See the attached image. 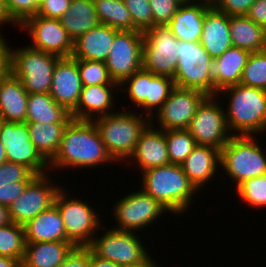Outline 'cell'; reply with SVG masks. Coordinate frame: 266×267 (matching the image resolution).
<instances>
[{"label": "cell", "instance_id": "1", "mask_svg": "<svg viewBox=\"0 0 266 267\" xmlns=\"http://www.w3.org/2000/svg\"><path fill=\"white\" fill-rule=\"evenodd\" d=\"M116 162L108 153L93 121L72 119L66 126L60 146L49 169H81Z\"/></svg>", "mask_w": 266, "mask_h": 267}, {"label": "cell", "instance_id": "2", "mask_svg": "<svg viewBox=\"0 0 266 267\" xmlns=\"http://www.w3.org/2000/svg\"><path fill=\"white\" fill-rule=\"evenodd\" d=\"M141 175V189L163 205L170 214L186 212L193 203L192 197L198 191L179 164L153 167Z\"/></svg>", "mask_w": 266, "mask_h": 267}, {"label": "cell", "instance_id": "3", "mask_svg": "<svg viewBox=\"0 0 266 267\" xmlns=\"http://www.w3.org/2000/svg\"><path fill=\"white\" fill-rule=\"evenodd\" d=\"M222 94L228 96L225 115L233 135L256 137L266 131V90L237 84L221 90L217 97Z\"/></svg>", "mask_w": 266, "mask_h": 267}, {"label": "cell", "instance_id": "4", "mask_svg": "<svg viewBox=\"0 0 266 267\" xmlns=\"http://www.w3.org/2000/svg\"><path fill=\"white\" fill-rule=\"evenodd\" d=\"M139 111H117L96 117L94 122L108 153L117 162L128 159L135 150L138 139L151 119ZM144 117H147L146 119Z\"/></svg>", "mask_w": 266, "mask_h": 267}, {"label": "cell", "instance_id": "5", "mask_svg": "<svg viewBox=\"0 0 266 267\" xmlns=\"http://www.w3.org/2000/svg\"><path fill=\"white\" fill-rule=\"evenodd\" d=\"M60 57L29 46H7V70L20 79L28 94L49 93L55 65Z\"/></svg>", "mask_w": 266, "mask_h": 267}, {"label": "cell", "instance_id": "6", "mask_svg": "<svg viewBox=\"0 0 266 267\" xmlns=\"http://www.w3.org/2000/svg\"><path fill=\"white\" fill-rule=\"evenodd\" d=\"M255 137L234 135L220 150V167L236 188L245 180L266 174V151Z\"/></svg>", "mask_w": 266, "mask_h": 267}, {"label": "cell", "instance_id": "7", "mask_svg": "<svg viewBox=\"0 0 266 267\" xmlns=\"http://www.w3.org/2000/svg\"><path fill=\"white\" fill-rule=\"evenodd\" d=\"M63 188L57 193L54 205L58 208L64 223L67 242L74 247H88L96 231L104 228L94 208L87 202L68 196ZM67 193V194H66Z\"/></svg>", "mask_w": 266, "mask_h": 267}, {"label": "cell", "instance_id": "8", "mask_svg": "<svg viewBox=\"0 0 266 267\" xmlns=\"http://www.w3.org/2000/svg\"><path fill=\"white\" fill-rule=\"evenodd\" d=\"M178 63L173 77L176 87L198 90L207 96H217L214 84L209 80L208 69L213 58L200 42L179 41Z\"/></svg>", "mask_w": 266, "mask_h": 267}, {"label": "cell", "instance_id": "9", "mask_svg": "<svg viewBox=\"0 0 266 267\" xmlns=\"http://www.w3.org/2000/svg\"><path fill=\"white\" fill-rule=\"evenodd\" d=\"M143 34L142 69L173 78L178 63V39L167 25H154Z\"/></svg>", "mask_w": 266, "mask_h": 267}, {"label": "cell", "instance_id": "10", "mask_svg": "<svg viewBox=\"0 0 266 267\" xmlns=\"http://www.w3.org/2000/svg\"><path fill=\"white\" fill-rule=\"evenodd\" d=\"M216 99L217 96H208L201 103L187 130L197 145H208L221 150L234 135L229 132L225 107Z\"/></svg>", "mask_w": 266, "mask_h": 267}, {"label": "cell", "instance_id": "11", "mask_svg": "<svg viewBox=\"0 0 266 267\" xmlns=\"http://www.w3.org/2000/svg\"><path fill=\"white\" fill-rule=\"evenodd\" d=\"M116 203L113 205V218L117 225L113 229L120 231L139 232L149 224L155 223L159 216L168 211L142 189L124 195Z\"/></svg>", "mask_w": 266, "mask_h": 267}, {"label": "cell", "instance_id": "12", "mask_svg": "<svg viewBox=\"0 0 266 267\" xmlns=\"http://www.w3.org/2000/svg\"><path fill=\"white\" fill-rule=\"evenodd\" d=\"M136 232L108 229L103 235L95 236L88 246L97 257L113 261L119 266L139 263L149 256Z\"/></svg>", "mask_w": 266, "mask_h": 267}, {"label": "cell", "instance_id": "13", "mask_svg": "<svg viewBox=\"0 0 266 267\" xmlns=\"http://www.w3.org/2000/svg\"><path fill=\"white\" fill-rule=\"evenodd\" d=\"M144 34L139 30L119 31L105 61L109 74L119 85L142 69Z\"/></svg>", "mask_w": 266, "mask_h": 267}, {"label": "cell", "instance_id": "14", "mask_svg": "<svg viewBox=\"0 0 266 267\" xmlns=\"http://www.w3.org/2000/svg\"><path fill=\"white\" fill-rule=\"evenodd\" d=\"M48 176H35L8 207L12 222L24 225L54 204L55 197L62 188L56 183L54 185L50 179L52 177Z\"/></svg>", "mask_w": 266, "mask_h": 267}, {"label": "cell", "instance_id": "15", "mask_svg": "<svg viewBox=\"0 0 266 267\" xmlns=\"http://www.w3.org/2000/svg\"><path fill=\"white\" fill-rule=\"evenodd\" d=\"M0 142L5 147L7 161L28 167L36 176L47 174L46 170H50L49 163L30 140L26 122H4Z\"/></svg>", "mask_w": 266, "mask_h": 267}, {"label": "cell", "instance_id": "16", "mask_svg": "<svg viewBox=\"0 0 266 267\" xmlns=\"http://www.w3.org/2000/svg\"><path fill=\"white\" fill-rule=\"evenodd\" d=\"M20 28L24 29L31 38L32 46L29 44V47L60 58L71 57L73 41L60 19L35 15L27 18Z\"/></svg>", "mask_w": 266, "mask_h": 267}, {"label": "cell", "instance_id": "17", "mask_svg": "<svg viewBox=\"0 0 266 267\" xmlns=\"http://www.w3.org/2000/svg\"><path fill=\"white\" fill-rule=\"evenodd\" d=\"M207 97L198 90L175 87L155 113L160 129H187L198 107Z\"/></svg>", "mask_w": 266, "mask_h": 267}, {"label": "cell", "instance_id": "18", "mask_svg": "<svg viewBox=\"0 0 266 267\" xmlns=\"http://www.w3.org/2000/svg\"><path fill=\"white\" fill-rule=\"evenodd\" d=\"M82 88L77 59L60 58L53 71L49 94L58 105L71 113L79 102Z\"/></svg>", "mask_w": 266, "mask_h": 267}, {"label": "cell", "instance_id": "19", "mask_svg": "<svg viewBox=\"0 0 266 267\" xmlns=\"http://www.w3.org/2000/svg\"><path fill=\"white\" fill-rule=\"evenodd\" d=\"M153 125L151 122L141 133L134 153L129 157L137 164L140 172L170 163L165 133L162 129L154 128Z\"/></svg>", "mask_w": 266, "mask_h": 267}, {"label": "cell", "instance_id": "20", "mask_svg": "<svg viewBox=\"0 0 266 267\" xmlns=\"http://www.w3.org/2000/svg\"><path fill=\"white\" fill-rule=\"evenodd\" d=\"M250 54L247 50L232 46L221 56L213 59L208 76L218 93L227 87L240 84Z\"/></svg>", "mask_w": 266, "mask_h": 267}, {"label": "cell", "instance_id": "21", "mask_svg": "<svg viewBox=\"0 0 266 267\" xmlns=\"http://www.w3.org/2000/svg\"><path fill=\"white\" fill-rule=\"evenodd\" d=\"M180 165L195 188L203 190V185L210 183L218 172L217 168H220V150L208 145H196Z\"/></svg>", "mask_w": 266, "mask_h": 267}, {"label": "cell", "instance_id": "22", "mask_svg": "<svg viewBox=\"0 0 266 267\" xmlns=\"http://www.w3.org/2000/svg\"><path fill=\"white\" fill-rule=\"evenodd\" d=\"M119 88L120 85L83 86L79 102L70 113L72 118L92 121L96 117L114 113V110H112L115 107L113 92H118ZM113 89L116 90L113 91ZM95 113H97V116Z\"/></svg>", "mask_w": 266, "mask_h": 267}, {"label": "cell", "instance_id": "23", "mask_svg": "<svg viewBox=\"0 0 266 267\" xmlns=\"http://www.w3.org/2000/svg\"><path fill=\"white\" fill-rule=\"evenodd\" d=\"M230 16L211 5L203 22L200 44L215 59L233 46L229 29Z\"/></svg>", "mask_w": 266, "mask_h": 267}, {"label": "cell", "instance_id": "24", "mask_svg": "<svg viewBox=\"0 0 266 267\" xmlns=\"http://www.w3.org/2000/svg\"><path fill=\"white\" fill-rule=\"evenodd\" d=\"M212 4L199 0L181 4L167 24L179 41L200 42L205 13Z\"/></svg>", "mask_w": 266, "mask_h": 267}, {"label": "cell", "instance_id": "25", "mask_svg": "<svg viewBox=\"0 0 266 267\" xmlns=\"http://www.w3.org/2000/svg\"><path fill=\"white\" fill-rule=\"evenodd\" d=\"M120 30L99 24L73 41L71 57L105 62L111 50L115 35Z\"/></svg>", "mask_w": 266, "mask_h": 267}, {"label": "cell", "instance_id": "26", "mask_svg": "<svg viewBox=\"0 0 266 267\" xmlns=\"http://www.w3.org/2000/svg\"><path fill=\"white\" fill-rule=\"evenodd\" d=\"M28 93L8 70L0 75V115L4 122H26Z\"/></svg>", "mask_w": 266, "mask_h": 267}, {"label": "cell", "instance_id": "27", "mask_svg": "<svg viewBox=\"0 0 266 267\" xmlns=\"http://www.w3.org/2000/svg\"><path fill=\"white\" fill-rule=\"evenodd\" d=\"M26 243L67 241L58 208L53 204L23 225Z\"/></svg>", "mask_w": 266, "mask_h": 267}, {"label": "cell", "instance_id": "28", "mask_svg": "<svg viewBox=\"0 0 266 267\" xmlns=\"http://www.w3.org/2000/svg\"><path fill=\"white\" fill-rule=\"evenodd\" d=\"M74 246L67 241L26 243L21 267H58Z\"/></svg>", "mask_w": 266, "mask_h": 267}, {"label": "cell", "instance_id": "29", "mask_svg": "<svg viewBox=\"0 0 266 267\" xmlns=\"http://www.w3.org/2000/svg\"><path fill=\"white\" fill-rule=\"evenodd\" d=\"M229 29L233 47L251 53L266 50V28L254 23L246 15L230 16Z\"/></svg>", "mask_w": 266, "mask_h": 267}, {"label": "cell", "instance_id": "30", "mask_svg": "<svg viewBox=\"0 0 266 267\" xmlns=\"http://www.w3.org/2000/svg\"><path fill=\"white\" fill-rule=\"evenodd\" d=\"M60 21L72 41L100 24L93 0H71L70 8Z\"/></svg>", "mask_w": 266, "mask_h": 267}, {"label": "cell", "instance_id": "31", "mask_svg": "<svg viewBox=\"0 0 266 267\" xmlns=\"http://www.w3.org/2000/svg\"><path fill=\"white\" fill-rule=\"evenodd\" d=\"M71 114L49 93L28 94L26 122L69 123Z\"/></svg>", "mask_w": 266, "mask_h": 267}, {"label": "cell", "instance_id": "32", "mask_svg": "<svg viewBox=\"0 0 266 267\" xmlns=\"http://www.w3.org/2000/svg\"><path fill=\"white\" fill-rule=\"evenodd\" d=\"M26 123L30 140L41 156L49 163L58 151L68 123Z\"/></svg>", "mask_w": 266, "mask_h": 267}, {"label": "cell", "instance_id": "33", "mask_svg": "<svg viewBox=\"0 0 266 267\" xmlns=\"http://www.w3.org/2000/svg\"><path fill=\"white\" fill-rule=\"evenodd\" d=\"M100 24L120 31L133 30L132 17L123 0H93Z\"/></svg>", "mask_w": 266, "mask_h": 267}, {"label": "cell", "instance_id": "34", "mask_svg": "<svg viewBox=\"0 0 266 267\" xmlns=\"http://www.w3.org/2000/svg\"><path fill=\"white\" fill-rule=\"evenodd\" d=\"M26 246L23 225L11 222L0 226V256L22 261Z\"/></svg>", "mask_w": 266, "mask_h": 267}, {"label": "cell", "instance_id": "35", "mask_svg": "<svg viewBox=\"0 0 266 267\" xmlns=\"http://www.w3.org/2000/svg\"><path fill=\"white\" fill-rule=\"evenodd\" d=\"M167 143L169 161L181 164L197 145L187 129L163 130Z\"/></svg>", "mask_w": 266, "mask_h": 267}, {"label": "cell", "instance_id": "36", "mask_svg": "<svg viewBox=\"0 0 266 267\" xmlns=\"http://www.w3.org/2000/svg\"><path fill=\"white\" fill-rule=\"evenodd\" d=\"M175 87L173 78L151 73V83H149L148 97L146 98L147 113H145L151 122L154 120V113L166 102Z\"/></svg>", "mask_w": 266, "mask_h": 267}, {"label": "cell", "instance_id": "37", "mask_svg": "<svg viewBox=\"0 0 266 267\" xmlns=\"http://www.w3.org/2000/svg\"><path fill=\"white\" fill-rule=\"evenodd\" d=\"M149 83H151V72L140 69L132 76L126 78L120 84L119 89L128 93V98H130V102H133L132 104H135V107H139V109L143 108L146 112V98L148 97Z\"/></svg>", "mask_w": 266, "mask_h": 267}, {"label": "cell", "instance_id": "38", "mask_svg": "<svg viewBox=\"0 0 266 267\" xmlns=\"http://www.w3.org/2000/svg\"><path fill=\"white\" fill-rule=\"evenodd\" d=\"M240 84L266 90V50L250 54Z\"/></svg>", "mask_w": 266, "mask_h": 267}, {"label": "cell", "instance_id": "39", "mask_svg": "<svg viewBox=\"0 0 266 267\" xmlns=\"http://www.w3.org/2000/svg\"><path fill=\"white\" fill-rule=\"evenodd\" d=\"M83 86L119 85L111 78L105 62L77 59Z\"/></svg>", "mask_w": 266, "mask_h": 267}, {"label": "cell", "instance_id": "40", "mask_svg": "<svg viewBox=\"0 0 266 267\" xmlns=\"http://www.w3.org/2000/svg\"><path fill=\"white\" fill-rule=\"evenodd\" d=\"M235 190L238 197L251 207H266V174L245 180Z\"/></svg>", "mask_w": 266, "mask_h": 267}, {"label": "cell", "instance_id": "41", "mask_svg": "<svg viewBox=\"0 0 266 267\" xmlns=\"http://www.w3.org/2000/svg\"><path fill=\"white\" fill-rule=\"evenodd\" d=\"M126 8L129 10L133 30L145 32L153 27V15L149 0H123Z\"/></svg>", "mask_w": 266, "mask_h": 267}, {"label": "cell", "instance_id": "42", "mask_svg": "<svg viewBox=\"0 0 266 267\" xmlns=\"http://www.w3.org/2000/svg\"><path fill=\"white\" fill-rule=\"evenodd\" d=\"M35 176L28 167L15 162L0 165V187L12 186L15 181H31Z\"/></svg>", "mask_w": 266, "mask_h": 267}, {"label": "cell", "instance_id": "43", "mask_svg": "<svg viewBox=\"0 0 266 267\" xmlns=\"http://www.w3.org/2000/svg\"><path fill=\"white\" fill-rule=\"evenodd\" d=\"M9 18L19 27L27 18L35 16L38 6L29 0H4Z\"/></svg>", "mask_w": 266, "mask_h": 267}, {"label": "cell", "instance_id": "44", "mask_svg": "<svg viewBox=\"0 0 266 267\" xmlns=\"http://www.w3.org/2000/svg\"><path fill=\"white\" fill-rule=\"evenodd\" d=\"M154 25H167L181 3L177 0H149Z\"/></svg>", "mask_w": 266, "mask_h": 267}, {"label": "cell", "instance_id": "45", "mask_svg": "<svg viewBox=\"0 0 266 267\" xmlns=\"http://www.w3.org/2000/svg\"><path fill=\"white\" fill-rule=\"evenodd\" d=\"M71 0H43L38 6L36 15L60 19L70 8Z\"/></svg>", "mask_w": 266, "mask_h": 267}, {"label": "cell", "instance_id": "46", "mask_svg": "<svg viewBox=\"0 0 266 267\" xmlns=\"http://www.w3.org/2000/svg\"><path fill=\"white\" fill-rule=\"evenodd\" d=\"M256 0H216L213 4L219 11L228 16L247 15L250 6Z\"/></svg>", "mask_w": 266, "mask_h": 267}, {"label": "cell", "instance_id": "47", "mask_svg": "<svg viewBox=\"0 0 266 267\" xmlns=\"http://www.w3.org/2000/svg\"><path fill=\"white\" fill-rule=\"evenodd\" d=\"M58 267H90V249L74 247Z\"/></svg>", "mask_w": 266, "mask_h": 267}, {"label": "cell", "instance_id": "48", "mask_svg": "<svg viewBox=\"0 0 266 267\" xmlns=\"http://www.w3.org/2000/svg\"><path fill=\"white\" fill-rule=\"evenodd\" d=\"M30 181H15L12 186L0 187V205L9 207L22 194Z\"/></svg>", "mask_w": 266, "mask_h": 267}, {"label": "cell", "instance_id": "49", "mask_svg": "<svg viewBox=\"0 0 266 267\" xmlns=\"http://www.w3.org/2000/svg\"><path fill=\"white\" fill-rule=\"evenodd\" d=\"M254 23L266 28V0H256L246 15Z\"/></svg>", "mask_w": 266, "mask_h": 267}, {"label": "cell", "instance_id": "50", "mask_svg": "<svg viewBox=\"0 0 266 267\" xmlns=\"http://www.w3.org/2000/svg\"><path fill=\"white\" fill-rule=\"evenodd\" d=\"M7 39H4V34L0 31V75L7 70Z\"/></svg>", "mask_w": 266, "mask_h": 267}, {"label": "cell", "instance_id": "51", "mask_svg": "<svg viewBox=\"0 0 266 267\" xmlns=\"http://www.w3.org/2000/svg\"><path fill=\"white\" fill-rule=\"evenodd\" d=\"M90 267H121L113 261L95 256L90 251Z\"/></svg>", "mask_w": 266, "mask_h": 267}, {"label": "cell", "instance_id": "52", "mask_svg": "<svg viewBox=\"0 0 266 267\" xmlns=\"http://www.w3.org/2000/svg\"><path fill=\"white\" fill-rule=\"evenodd\" d=\"M14 24L16 25L10 18L6 9L5 1L0 0V28L4 24Z\"/></svg>", "mask_w": 266, "mask_h": 267}, {"label": "cell", "instance_id": "53", "mask_svg": "<svg viewBox=\"0 0 266 267\" xmlns=\"http://www.w3.org/2000/svg\"><path fill=\"white\" fill-rule=\"evenodd\" d=\"M11 222L8 207L0 205V226L7 225Z\"/></svg>", "mask_w": 266, "mask_h": 267}, {"label": "cell", "instance_id": "54", "mask_svg": "<svg viewBox=\"0 0 266 267\" xmlns=\"http://www.w3.org/2000/svg\"><path fill=\"white\" fill-rule=\"evenodd\" d=\"M121 267H160V265L158 266V264H156L155 261L151 258V255H149L145 260L139 263Z\"/></svg>", "mask_w": 266, "mask_h": 267}, {"label": "cell", "instance_id": "55", "mask_svg": "<svg viewBox=\"0 0 266 267\" xmlns=\"http://www.w3.org/2000/svg\"><path fill=\"white\" fill-rule=\"evenodd\" d=\"M20 263L11 257L0 256V267H17Z\"/></svg>", "mask_w": 266, "mask_h": 267}, {"label": "cell", "instance_id": "56", "mask_svg": "<svg viewBox=\"0 0 266 267\" xmlns=\"http://www.w3.org/2000/svg\"><path fill=\"white\" fill-rule=\"evenodd\" d=\"M7 161L5 147L0 142V165Z\"/></svg>", "mask_w": 266, "mask_h": 267}, {"label": "cell", "instance_id": "57", "mask_svg": "<svg viewBox=\"0 0 266 267\" xmlns=\"http://www.w3.org/2000/svg\"><path fill=\"white\" fill-rule=\"evenodd\" d=\"M179 3L181 4H190V3H194L197 2L199 0H177Z\"/></svg>", "mask_w": 266, "mask_h": 267}, {"label": "cell", "instance_id": "58", "mask_svg": "<svg viewBox=\"0 0 266 267\" xmlns=\"http://www.w3.org/2000/svg\"><path fill=\"white\" fill-rule=\"evenodd\" d=\"M29 1H33L37 6H39L43 0H29Z\"/></svg>", "mask_w": 266, "mask_h": 267}, {"label": "cell", "instance_id": "59", "mask_svg": "<svg viewBox=\"0 0 266 267\" xmlns=\"http://www.w3.org/2000/svg\"><path fill=\"white\" fill-rule=\"evenodd\" d=\"M4 123V119L1 117L0 115V131H1V127H2V124Z\"/></svg>", "mask_w": 266, "mask_h": 267}, {"label": "cell", "instance_id": "60", "mask_svg": "<svg viewBox=\"0 0 266 267\" xmlns=\"http://www.w3.org/2000/svg\"><path fill=\"white\" fill-rule=\"evenodd\" d=\"M211 3L212 5L215 3L216 0H202Z\"/></svg>", "mask_w": 266, "mask_h": 267}]
</instances>
